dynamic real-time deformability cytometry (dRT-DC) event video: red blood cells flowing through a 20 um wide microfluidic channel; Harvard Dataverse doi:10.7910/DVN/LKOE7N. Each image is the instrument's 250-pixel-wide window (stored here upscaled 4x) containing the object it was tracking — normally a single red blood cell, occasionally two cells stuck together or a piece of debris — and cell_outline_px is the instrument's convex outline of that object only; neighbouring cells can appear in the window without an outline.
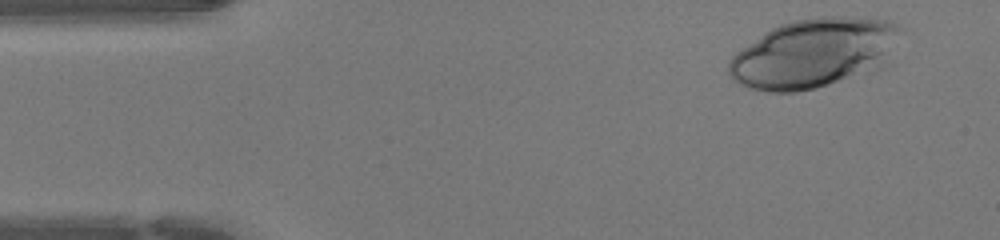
{"species": "human", "species_latin": "Homo sapiens", "temperature_condition": "warm", "stored_images_in_passage": 44, "camera_frame_rate_fps": 3000, "um_per_image_px": 0.085, "donor": {"sex": "female"}, "frame": {"image": 1, "passage_image": 2, "time_ms": 0.333, "image_size_px": [1000, 240], "cell_outline_px": [[904, 28], [884, 52], [876, 60], [828, 84], [816, 88], [796, 92], [768, 92], [748, 88], [732, 80], [728, 72], [728, 64], [732, 56], [736, 52], [772, 28], [780, 24], [796, 20], [820, 16], [844, 16], [888, 20]], "centroid_in_image_um": [68.92, 4.47], "position_along_channel_um": 16.1, "area_um2": 65.83}}
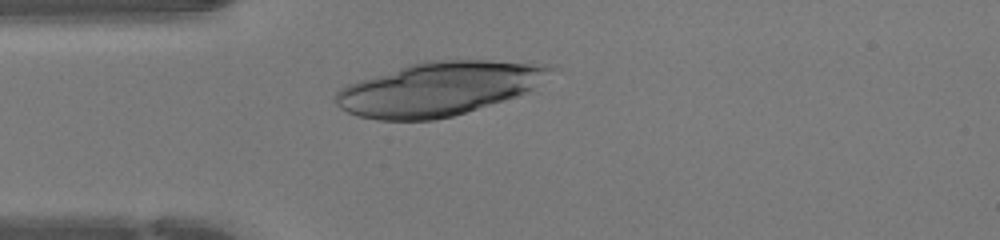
{"frame": {"image": 2, "passage_image": 10, "time_ms": 3.0, "image_size_px": [1000, 240], "cell_outline_px": [[560, 68], [528, 92], [504, 100], [452, 116], [432, 120], [376, 120], [356, 116], [340, 108], [332, 100], [336, 92], [340, 88], [348, 84], [408, 64], [424, 60], [488, 60], [556, 64]], "centroid_in_image_um": [37.35, 7.52], "position_along_channel_um": 47.6, "area_um2": 67.63}}